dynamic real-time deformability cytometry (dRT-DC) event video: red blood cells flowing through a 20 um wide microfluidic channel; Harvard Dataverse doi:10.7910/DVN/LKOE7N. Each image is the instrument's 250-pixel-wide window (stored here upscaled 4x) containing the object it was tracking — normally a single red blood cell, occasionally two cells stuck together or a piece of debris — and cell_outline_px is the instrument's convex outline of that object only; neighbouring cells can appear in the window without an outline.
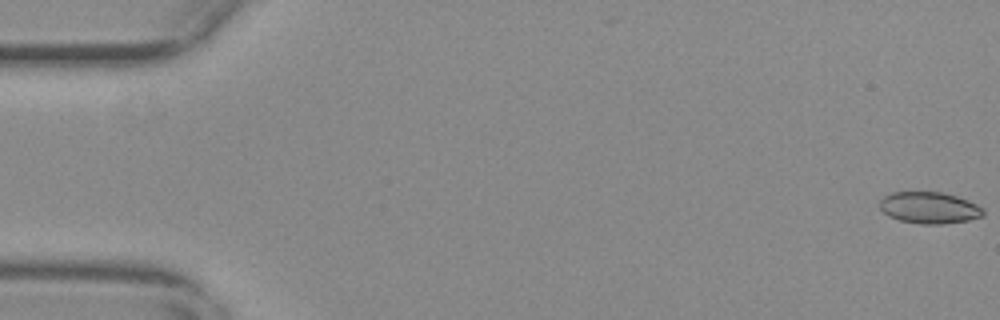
{"species": "common noctule bat (a hibernating species)", "species_latin": "Nyctalus noctula", "temperature_condition": "warm", "stored_images_in_passage": 57, "camera_frame_rate_fps": 3000, "um_per_image_px": 0.085, "animal": {"sex": "female", "body_mass_g": 29.2, "forearm_length_mm": 56.3}, "frame": {"image": 1, "passage_image": 1, "time_ms": 0.0, "image_size_px": [1000, 320], "cell_outline_px": [[984, 216], [968, 220], [940, 224], [920, 224], [900, 220], [888, 216], [880, 208], [880, 200], [884, 196], [892, 192], [944, 192], [968, 200], [984, 208]], "centroid_in_image_um": [79.0, 17.65], "position_along_channel_um": 6.0, "area_um2": 19.07}}
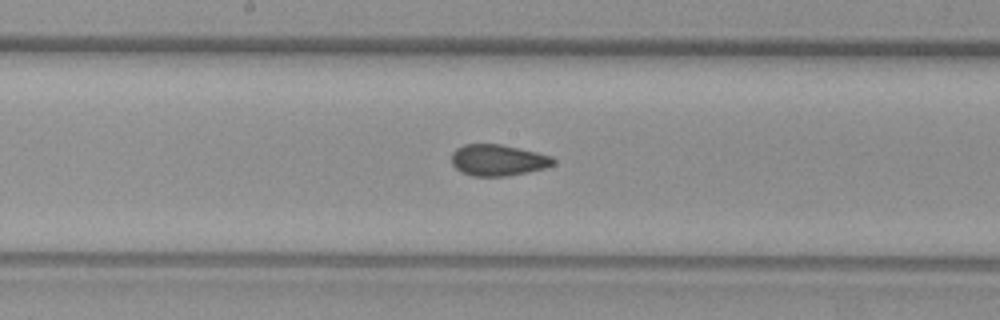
{"frame": {"image": 2, "passage_image": 30, "time_ms": 9.667, "image_size_px": [1000, 320], "cell_outline_px": [[556, 164], [544, 168], [528, 172], [508, 176], [472, 176], [460, 172], [452, 164], [452, 152], [456, 148], [464, 144], [500, 144], [536, 152], [552, 156], [556, 160]], "centroid_in_image_um": [42.33, 13.62], "position_along_channel_um": 205.9, "area_um2": 18.67}}
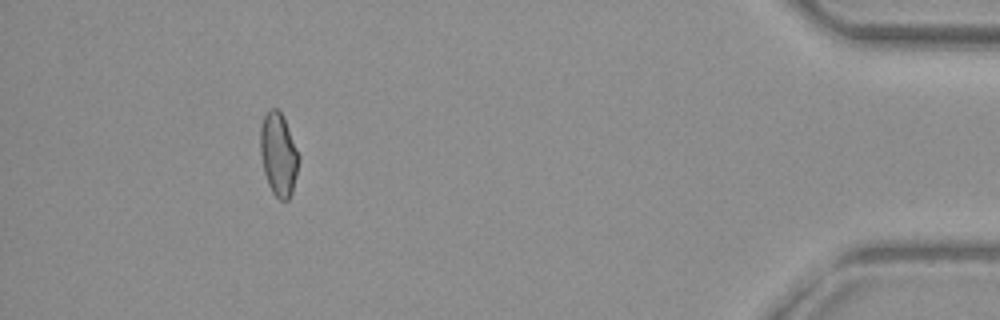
{"frame": {"image": 3, "passage_image": 52, "time_ms": 17.0, "image_size_px": [1000, 320], "cell_outline_px": [[300, 160], [292, 192], [288, 200], [280, 200], [272, 192], [268, 184], [264, 172], [260, 156], [260, 128], [264, 116], [272, 108], [276, 108], [280, 112], [284, 120], [300, 156]], "centroid_in_image_um": [23.67, 13.16], "position_along_channel_um": 411.5, "area_um2": 18.44}, "authors_computed_cell_mechanics": {"area_um2": 19.0162, "velocity_mm_per_s": 3.6871, "shape_relaxation_time_tau1_ms": null, "shape_relaxation_time_tau2_ms": 1.4482, "deformation_change_tau1": null, "deformation_change_tau2": 0.0611}}